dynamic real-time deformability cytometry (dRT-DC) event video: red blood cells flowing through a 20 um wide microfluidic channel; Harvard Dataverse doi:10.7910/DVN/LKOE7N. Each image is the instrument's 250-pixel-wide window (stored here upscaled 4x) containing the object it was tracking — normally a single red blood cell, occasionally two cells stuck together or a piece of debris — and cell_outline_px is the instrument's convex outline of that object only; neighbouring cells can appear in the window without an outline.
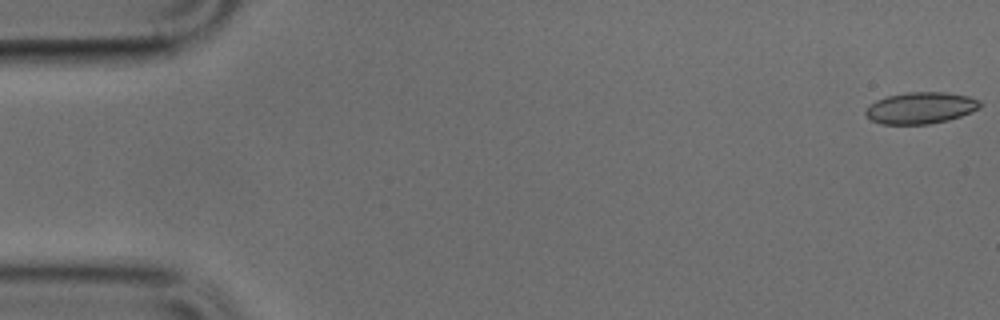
{"species": "common noctule bat (a hibernating species)", "species_latin": "Nyctalus noctula", "temperature_condition": "cold", "stored_images_in_passage": 50, "camera_frame_rate_fps": 3000, "um_per_image_px": 0.085, "animal": {"sex": "male", "body_mass_g": 17.9, "forearm_length_mm": 54.2}, "frame": {"image": 1, "passage_image": 1, "time_ms": 0.0, "image_size_px": [1000, 320], "cell_outline_px": [[984, 104], [980, 108], [972, 112], [948, 120], [928, 124], [880, 124], [864, 116], [864, 112], [876, 100], [888, 96], [908, 92], [944, 92], [968, 96], [980, 100]], "centroid_in_image_um": [78.29, 9.18], "position_along_channel_um": 6.7, "area_um2": 21.1}}
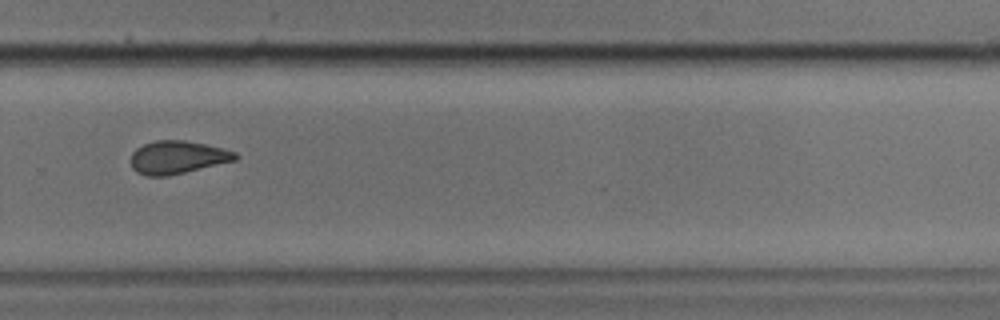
{"frame": {"image": 2, "passage_image": 34, "time_ms": 11.0, "image_size_px": [1000, 320], "cell_outline_px": [[240, 156], [236, 160], [168, 176], [144, 176], [136, 172], [132, 168], [132, 152], [136, 148], [144, 144], [156, 140], [184, 140], [224, 148], [236, 152]], "centroid_in_image_um": [15.09, 13.37], "position_along_channel_um": 314.7, "area_um2": 20.11}}
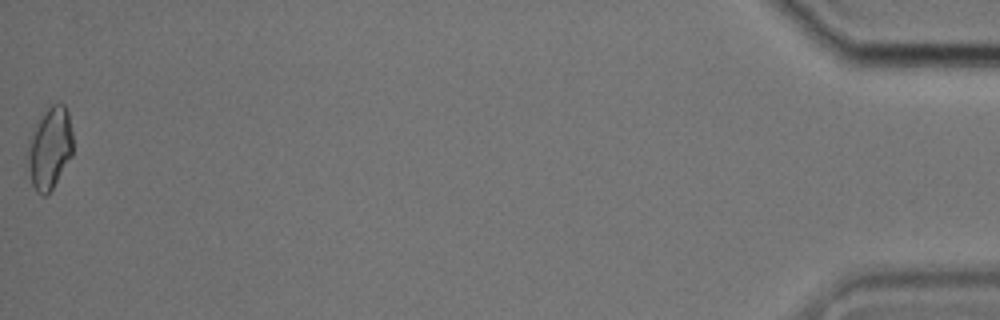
{"frame": {"image": 3, "passage_image": 50, "time_ms": 16.333, "image_size_px": [1000, 320], "cell_outline_px": [[72, 156], [52, 188], [44, 196], [36, 192], [32, 184], [24, 156], [28, 140], [32, 128], [36, 120], [52, 104], [64, 104], [68, 112], [72, 132]], "centroid_in_image_um": [4.17, 12.58], "position_along_channel_um": 431.0, "area_um2": 22.08}}